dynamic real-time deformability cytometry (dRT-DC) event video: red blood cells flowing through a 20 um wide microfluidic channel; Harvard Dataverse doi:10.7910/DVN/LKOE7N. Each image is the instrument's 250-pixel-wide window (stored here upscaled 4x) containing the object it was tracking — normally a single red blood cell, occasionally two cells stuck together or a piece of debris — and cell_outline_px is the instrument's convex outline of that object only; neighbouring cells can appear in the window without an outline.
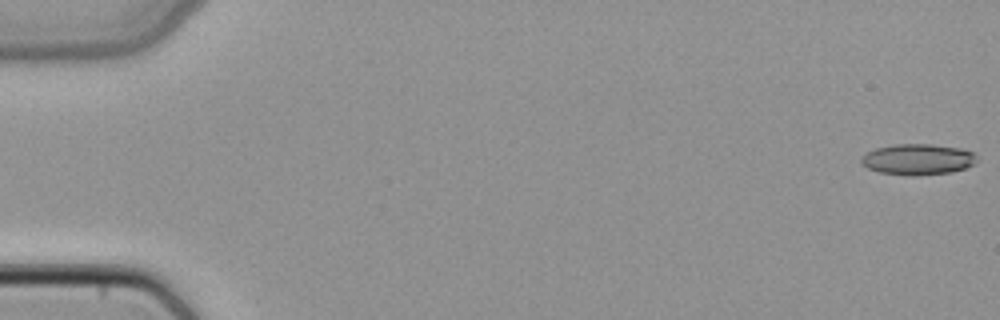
{"species": "common noctule bat (a hibernating species)", "species_latin": "Nyctalus noctula", "temperature_condition": "cold", "stored_images_in_passage": 4, "camera_frame_rate_fps": 3000, "um_per_image_px": 0.085, "animal": {"sex": "female", "body_mass_g": 22.7, "forearm_length_mm": 54.2}, "frame": {"image": 1, "passage_image": 1, "time_ms": 0.0, "image_size_px": [1000, 320], "cell_outline_px": [[976, 164], [952, 172], [916, 176], [904, 176], [880, 172], [868, 168], [860, 164], [860, 156], [876, 148], [892, 144], [932, 144], [960, 148], [972, 152], [976, 156]], "centroid_in_image_um": [77.98, 13.55], "position_along_channel_um": 7.0, "area_um2": 21.1}}
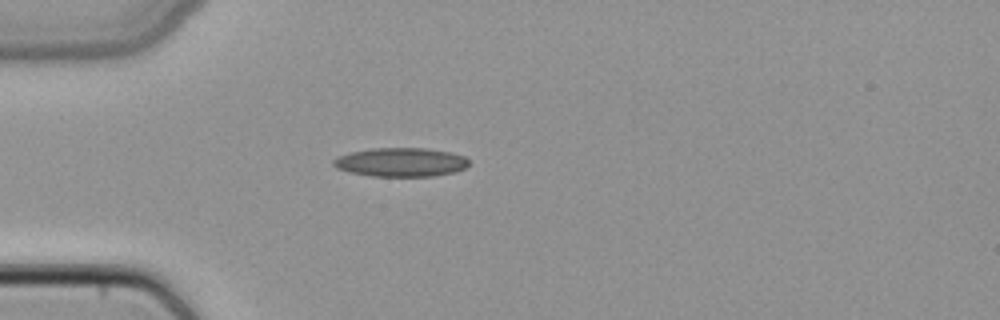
{"frame": {"image": 2, "passage_image": 4, "time_ms": 1.0, "image_size_px": [1000, 320], "cell_outline_px": [[468, 164], [464, 168], [456, 172], [432, 176], [372, 176], [348, 172], [336, 168], [332, 164], [332, 160], [336, 156], [348, 152], [372, 148], [428, 148], [452, 152], [464, 156], [468, 160]], "centroid_in_image_um": [34.03, 13.78], "position_along_channel_um": 51.0, "area_um2": 23.06}}